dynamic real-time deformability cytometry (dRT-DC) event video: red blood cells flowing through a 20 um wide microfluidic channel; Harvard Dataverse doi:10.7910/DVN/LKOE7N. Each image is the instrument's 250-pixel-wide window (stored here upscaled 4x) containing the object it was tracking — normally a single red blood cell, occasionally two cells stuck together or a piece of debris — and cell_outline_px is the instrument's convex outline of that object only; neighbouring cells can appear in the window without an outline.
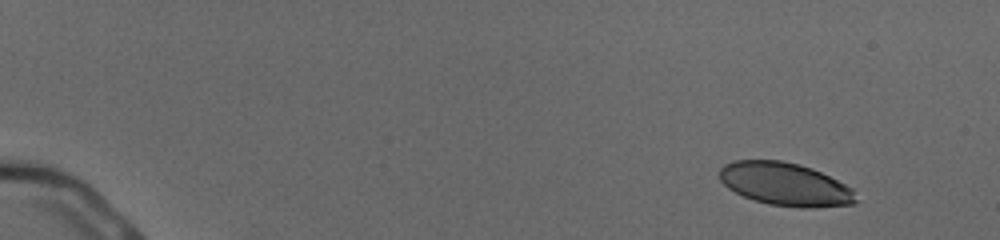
{"species": "human", "species_latin": "Homo sapiens", "temperature_condition": "cold", "stored_images_in_passage": 51, "camera_frame_rate_fps": 3000, "um_per_image_px": 0.085, "donor": {"sex": "male"}, "frame": {"image": 1, "passage_image": 1, "time_ms": 0.0, "image_size_px": [1000, 240], "cell_outline_px": [[856, 200], [852, 204], [812, 208], [800, 208], [768, 204], [752, 200], [728, 188], [720, 180], [720, 168], [724, 164], [732, 160], [780, 160], [800, 164], [812, 168], [852, 188]], "centroid_in_image_um": [66.7, 15.65], "position_along_channel_um": 18.3, "area_um2": 34.16}}
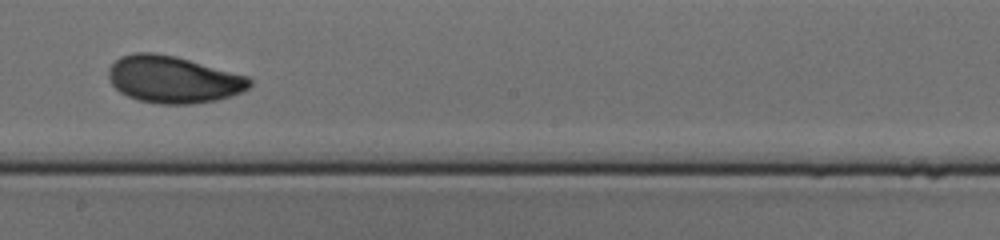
{"frame": {"image": 2, "passage_image": 30, "time_ms": 9.667, "image_size_px": [1000, 240], "cell_outline_px": [[252, 84], [244, 92], [232, 96], [216, 100], [192, 104], [160, 104], [140, 100], [128, 96], [120, 92], [108, 80], [108, 68], [120, 56], [132, 52], [156, 52], [176, 56], [248, 76], [252, 80]], "centroid_in_image_um": [14.73, 6.74], "position_along_channel_um": 233.5, "area_um2": 38.96}}
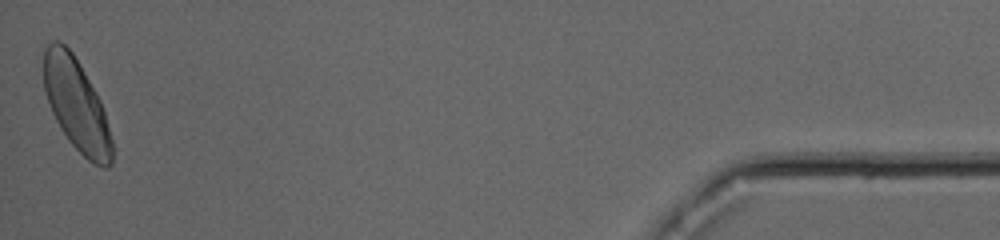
{"frame": {"image": 3, "passage_image": 51, "time_ms": 16.667, "image_size_px": [1000, 240], "cell_outline_px": [[112, 164], [108, 168], [104, 168], [88, 160], [68, 140], [60, 128], [52, 112], [44, 88], [44, 48], [52, 40], [60, 40], [72, 52], [80, 64], [96, 92], [100, 100], [104, 112], [112, 140]], "centroid_in_image_um": [6.49, 8.9], "position_along_channel_um": 428.7, "area_um2": 36.41}, "authors_computed_cell_mechanics": {"area_um2": 36.5874, "velocity_mm_per_s": 3.8904, "shape_relaxation_time_tau1_ms": 2.7098, "shape_relaxation_time_tau2_ms": 1.6422, "deformation_change_tau1": 0.1044, "deformation_change_tau2": 0.0472}}